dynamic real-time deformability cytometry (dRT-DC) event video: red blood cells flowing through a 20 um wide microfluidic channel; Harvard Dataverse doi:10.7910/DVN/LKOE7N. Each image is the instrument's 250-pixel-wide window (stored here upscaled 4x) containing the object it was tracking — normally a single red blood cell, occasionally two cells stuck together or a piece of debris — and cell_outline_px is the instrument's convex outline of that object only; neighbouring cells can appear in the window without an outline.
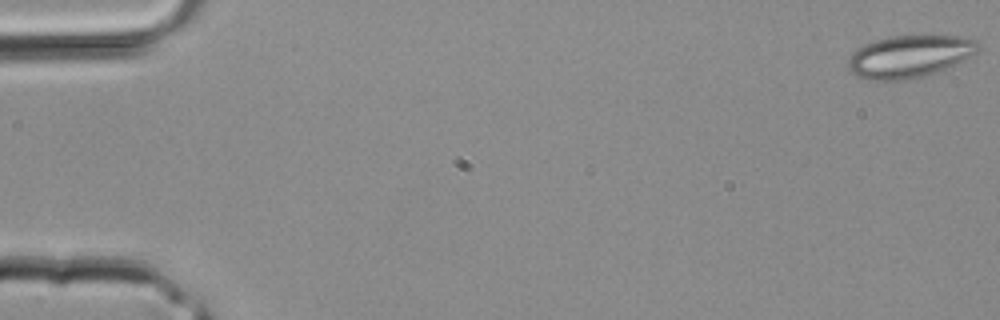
{"species": "common noctule bat (a hibernating species)", "species_latin": "Nyctalus noctula", "temperature_condition": "room temperature", "stored_images_in_passage": 4, "camera_frame_rate_fps": 3000, "um_per_image_px": 0.085, "animal": {"sex": "male", "body_mass_g": 20.4}, "frame": {"image": 1, "passage_image": 1, "time_ms": 0.0, "image_size_px": [1000, 320], "cell_outline_px": [[980, 48], [972, 56], [956, 64], [936, 72], [904, 80], [868, 80], [856, 76], [848, 68], [848, 60], [852, 52], [864, 44], [876, 40], [892, 36], [960, 36], [976, 40], [980, 44]], "centroid_in_image_um": [77.31, 4.79], "position_along_channel_um": 7.7, "area_um2": 31.96}}